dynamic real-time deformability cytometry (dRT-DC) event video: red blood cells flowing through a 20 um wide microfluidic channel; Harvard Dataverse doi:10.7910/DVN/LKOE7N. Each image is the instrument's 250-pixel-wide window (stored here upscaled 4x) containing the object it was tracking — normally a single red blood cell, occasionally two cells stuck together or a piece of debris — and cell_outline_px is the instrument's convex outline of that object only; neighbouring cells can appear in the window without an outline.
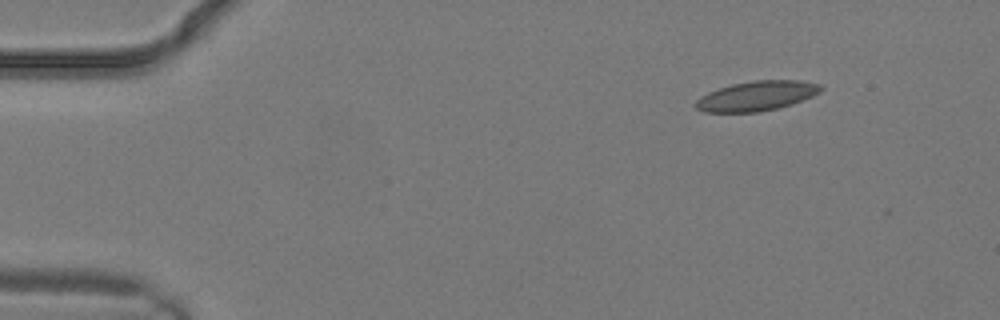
{"species": "common noctule bat (a hibernating species)", "species_latin": "Nyctalus noctula", "temperature_condition": "warm", "stored_images_in_passage": 2, "camera_frame_rate_fps": 3000, "um_per_image_px": 0.085, "animal": {"sex": "male", "body_mass_g": 19.2, "forearm_length_mm": 51.8}, "frame": {"image": 1, "passage_image": 1, "time_ms": 0.0, "image_size_px": [1000, 320], "cell_outline_px": [[824, 88], [820, 92], [812, 96], [792, 104], [760, 112], [704, 112], [696, 108], [696, 100], [700, 96], [708, 92], [732, 84], [756, 80], [800, 80], [820, 84]], "centroid_in_image_um": [64.33, 8.15], "position_along_channel_um": 20.7, "area_um2": 21.62}}
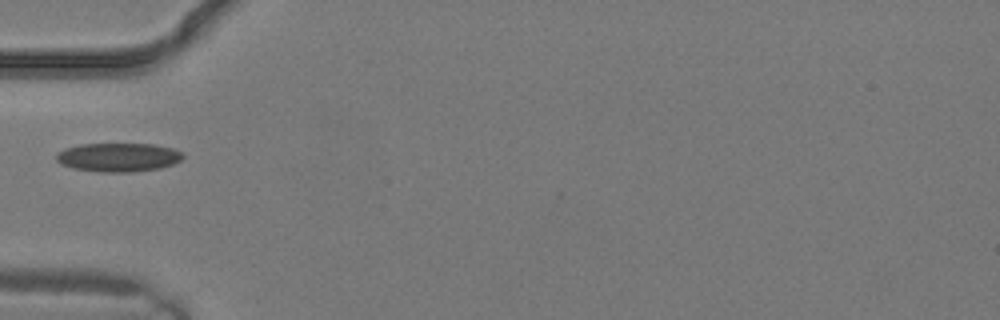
{"frame": {"image": 2, "passage_image": 2, "time_ms": 0.333, "image_size_px": [1000, 320], "cell_outline_px": [[184, 156], [180, 160], [172, 164], [160, 168], [132, 172], [100, 172], [72, 168], [60, 164], [56, 160], [56, 152], [64, 148], [80, 144], [152, 144], [172, 148], [180, 152]], "centroid_in_image_um": [10.0, 13.37], "position_along_channel_um": 75.0, "area_um2": 21.27}}